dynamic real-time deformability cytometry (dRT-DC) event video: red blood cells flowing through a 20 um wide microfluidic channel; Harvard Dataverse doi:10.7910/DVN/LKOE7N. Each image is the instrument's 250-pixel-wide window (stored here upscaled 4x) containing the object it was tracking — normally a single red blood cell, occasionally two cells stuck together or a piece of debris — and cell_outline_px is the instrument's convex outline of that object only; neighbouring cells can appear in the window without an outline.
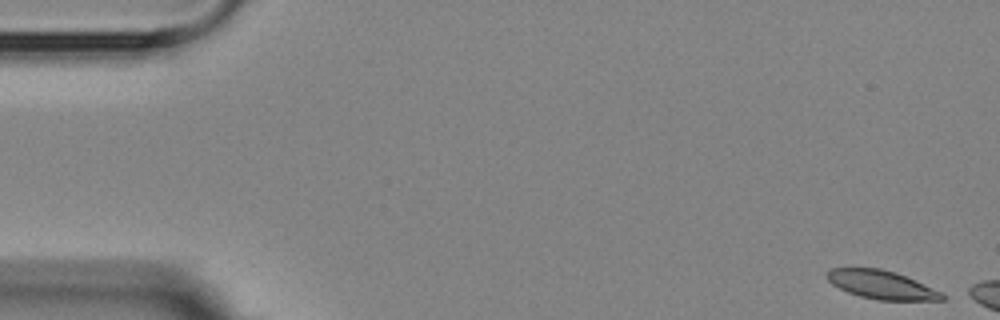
{"species": "Egyptian fruit bat (a non-hibernating species)", "species_latin": "Rousettus aegyptiacus", "temperature_condition": "room temperature", "stored_images_in_passage": 3, "camera_frame_rate_fps": 3000, "um_per_image_px": 0.085, "animal": {"sex": "female"}, "frame": {"image": 1, "passage_image": 1, "time_ms": 0.0, "image_size_px": [1000, 320], "cell_outline_px": [[944, 300], [876, 300], [860, 296], [848, 292], [832, 284], [824, 276], [824, 272], [828, 268], [880, 268], [896, 272], [916, 280], [940, 292], [944, 296]], "centroid_in_image_um": [74.86, 24.19], "position_along_channel_um": 10.1, "area_um2": 19.13}}